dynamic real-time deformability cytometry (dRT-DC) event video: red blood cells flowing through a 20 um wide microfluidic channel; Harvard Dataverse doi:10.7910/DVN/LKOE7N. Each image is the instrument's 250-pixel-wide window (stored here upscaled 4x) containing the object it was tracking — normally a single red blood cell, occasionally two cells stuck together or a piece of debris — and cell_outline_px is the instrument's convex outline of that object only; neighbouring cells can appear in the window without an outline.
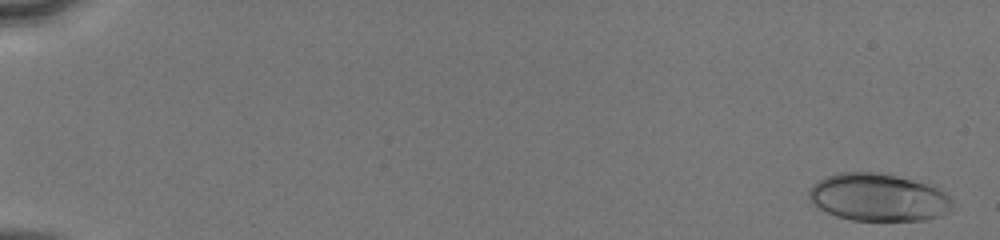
{"species": "human", "species_latin": "Homo sapiens", "temperature_condition": "cold", "stored_images_in_passage": 52, "camera_frame_rate_fps": 3000, "um_per_image_px": 0.085, "donor": {"sex": "male"}, "frame": {"image": 1, "passage_image": 2, "time_ms": 0.333, "image_size_px": [1000, 240], "cell_outline_px": [[952, 204], [948, 212], [940, 216], [924, 220], [852, 220], [836, 216], [812, 204], [808, 200], [808, 192], [812, 184], [836, 172], [880, 172], [936, 184], [952, 200]], "centroid_in_image_um": [74.68, 16.75], "position_along_channel_um": 10.3, "area_um2": 40.29}}
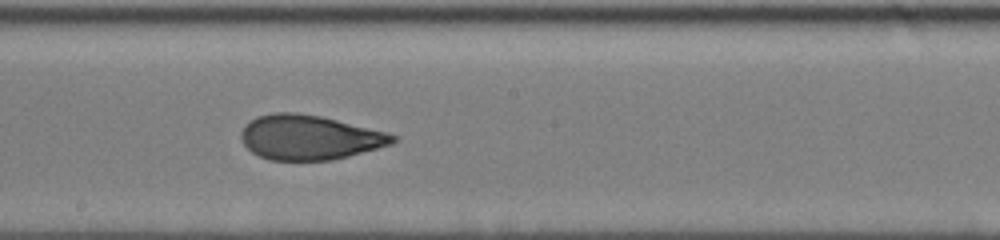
{"frame": {"image": 2, "passage_image": 31, "time_ms": 10.0, "image_size_px": [1000, 240], "cell_outline_px": [[396, 140], [392, 144], [348, 156], [332, 160], [268, 160], [252, 152], [240, 140], [240, 132], [244, 124], [248, 120], [256, 116], [272, 112], [296, 112], [320, 116], [388, 132], [396, 136]], "centroid_in_image_um": [26.25, 11.67], "position_along_channel_um": 222.0, "area_um2": 39.65}}
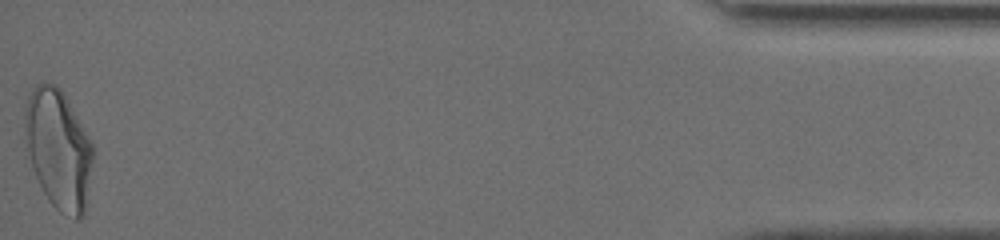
{"frame": {"image": 3, "passage_image": 52, "time_ms": 17.0, "image_size_px": [1000, 240], "cell_outline_px": [[92, 160], [84, 216], [80, 220], [76, 220], [64, 216], [48, 200], [36, 176], [28, 152], [24, 128], [24, 108], [28, 96], [32, 88], [36, 84], [44, 80], [56, 84], [64, 92], [88, 136], [92, 144]], "centroid_in_image_um": [4.95, 12.65], "position_along_channel_um": 430.3, "area_um2": 47.45}, "authors_computed_cell_mechanics": {"area_um2": 39.882, "velocity_mm_per_s": 4.115, "shape_relaxation_time_tau1_ms": 4.9769, "shape_relaxation_time_tau2_ms": 1.1997, "deformation_change_tau1": 0.2008, "deformation_change_tau2": 0.0821}}